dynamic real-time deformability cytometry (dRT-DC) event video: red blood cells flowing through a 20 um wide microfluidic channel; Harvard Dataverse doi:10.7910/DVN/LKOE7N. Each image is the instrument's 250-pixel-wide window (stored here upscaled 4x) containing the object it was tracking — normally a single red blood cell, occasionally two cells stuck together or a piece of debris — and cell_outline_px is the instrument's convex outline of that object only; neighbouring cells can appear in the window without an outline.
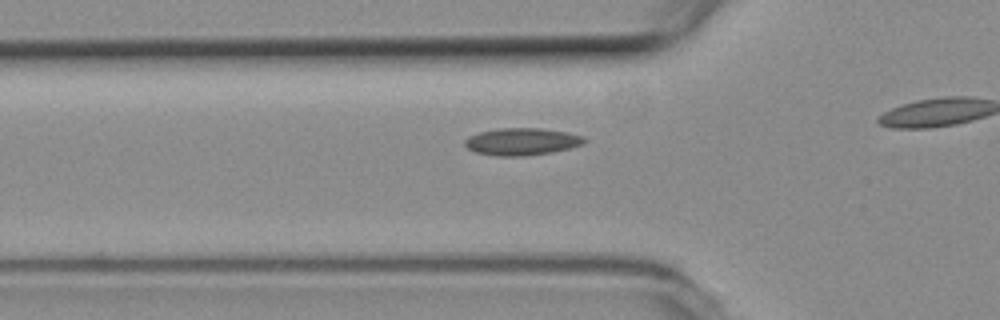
{"species": "common noctule bat (a hibernating species)", "species_latin": "Nyctalus noctula", "temperature_condition": "room temperature", "stored_images_in_passage": 33, "camera_frame_rate_fps": 3000, "um_per_image_px": 0.085, "animal": {"sex": "female", "body_mass_g": 19.3, "forearm_length_mm": 54.1}, "frame": {"image": 1, "passage_image": 9, "time_ms": 2.667, "image_size_px": [1000, 320], "cell_outline_px": [[588, 140], [584, 144], [572, 148], [552, 152], [524, 156], [496, 156], [476, 152], [468, 148], [464, 144], [464, 140], [468, 136], [480, 132], [500, 128], [540, 128], [564, 132], [584, 136]], "centroid_in_image_um": [44.38, 12.04], "position_along_channel_um": 81.4, "area_um2": 19.02}}
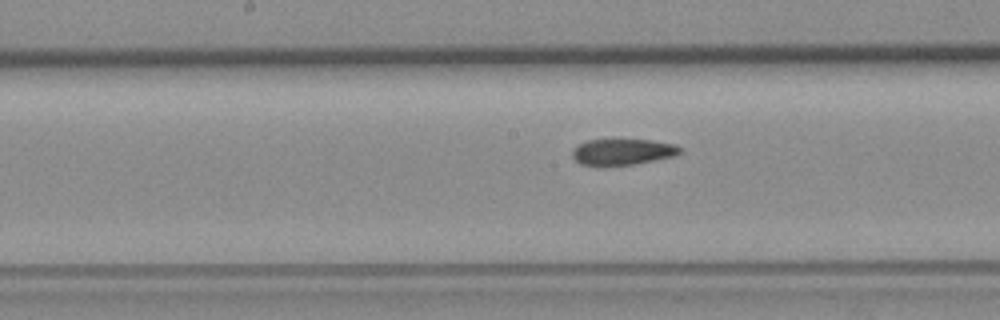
{"frame": {"image": 2, "passage_image": 18, "time_ms": 5.667, "image_size_px": [1000, 320], "cell_outline_px": [[684, 148], [676, 156], [632, 164], [580, 164], [572, 156], [572, 148], [576, 144], [588, 140], [652, 140], [676, 144]], "centroid_in_image_um": [52.96, 12.88], "position_along_channel_um": 195.2, "area_um2": 16.18}}
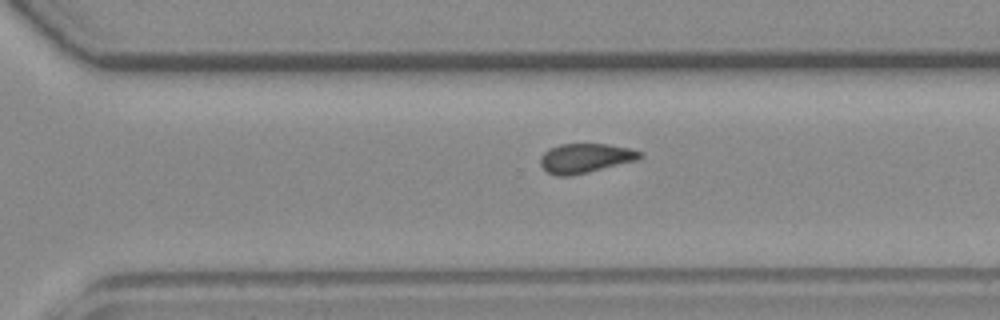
{"frame": {"image": 3, "passage_image": 28, "time_ms": 9.0, "image_size_px": [1000, 320], "cell_outline_px": [[644, 156], [636, 160], [588, 172], [568, 176], [560, 176], [548, 172], [540, 164], [540, 156], [544, 152], [560, 144], [608, 144], [628, 148], [640, 152]], "centroid_in_image_um": [49.74, 13.44], "position_along_channel_um": 320.9, "area_um2": 16.76}}